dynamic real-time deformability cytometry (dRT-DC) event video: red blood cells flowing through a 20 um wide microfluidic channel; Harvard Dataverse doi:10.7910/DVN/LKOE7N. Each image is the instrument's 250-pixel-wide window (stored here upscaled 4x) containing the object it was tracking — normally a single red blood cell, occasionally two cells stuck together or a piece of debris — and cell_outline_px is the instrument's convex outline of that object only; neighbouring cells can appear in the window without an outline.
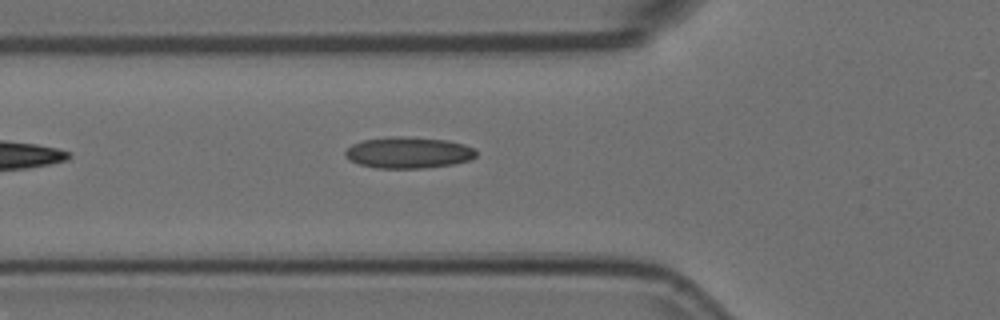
{"species": "Egyptian fruit bat (a non-hibernating species)", "species_latin": "Rousettus aegyptiacus", "temperature_condition": "room temperature", "stored_images_in_passage": 5, "camera_frame_rate_fps": 3000, "um_per_image_px": 0.085, "animal": {"sex": "female"}, "frame": {"image": 1, "passage_image": 5, "time_ms": 1.333, "image_size_px": [1000, 320], "cell_outline_px": [[476, 156], [468, 160], [452, 164], [424, 168], [376, 168], [360, 164], [348, 160], [344, 156], [344, 152], [352, 144], [364, 140], [392, 136], [404, 136], [448, 140], [464, 144], [472, 148], [476, 152]], "centroid_in_image_um": [34.68, 12.97], "position_along_channel_um": 91.1, "area_um2": 23.87}}